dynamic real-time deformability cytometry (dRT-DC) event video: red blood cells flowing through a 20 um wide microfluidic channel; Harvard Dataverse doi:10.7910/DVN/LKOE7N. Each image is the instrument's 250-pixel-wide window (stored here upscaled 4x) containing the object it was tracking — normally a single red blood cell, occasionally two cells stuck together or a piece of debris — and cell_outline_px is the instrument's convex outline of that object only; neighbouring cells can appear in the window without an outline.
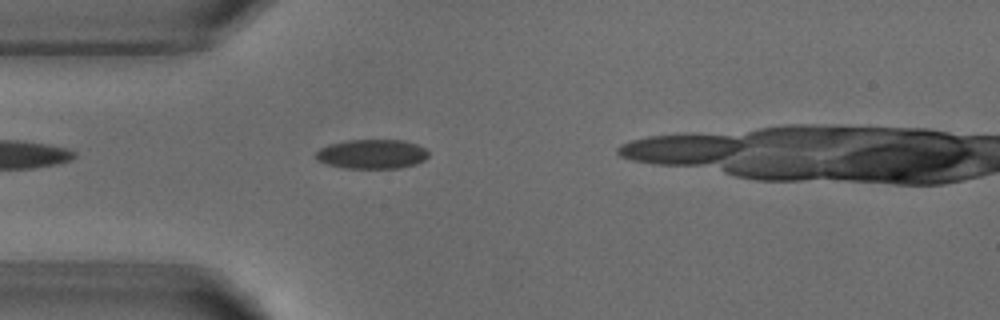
{"species": "common noctule bat (a hibernating species)", "species_latin": "Nyctalus noctula", "temperature_condition": "warm", "stored_images_in_passage": 3, "camera_frame_rate_fps": 3000, "um_per_image_px": 0.085, "animal": {"sex": "male", "body_mass_g": 18.8}, "frame": {"image": 1, "passage_image": 3, "time_ms": 2.667, "image_size_px": [1000, 320], "cell_outline_px": [[428, 156], [424, 160], [416, 164], [400, 168], [344, 168], [328, 164], [316, 160], [316, 152], [320, 148], [328, 144], [344, 140], [404, 140], [416, 144], [424, 148], [428, 152]], "centroid_in_image_um": [31.6, 13.09], "position_along_channel_um": 53.4, "area_um2": 19.36}}